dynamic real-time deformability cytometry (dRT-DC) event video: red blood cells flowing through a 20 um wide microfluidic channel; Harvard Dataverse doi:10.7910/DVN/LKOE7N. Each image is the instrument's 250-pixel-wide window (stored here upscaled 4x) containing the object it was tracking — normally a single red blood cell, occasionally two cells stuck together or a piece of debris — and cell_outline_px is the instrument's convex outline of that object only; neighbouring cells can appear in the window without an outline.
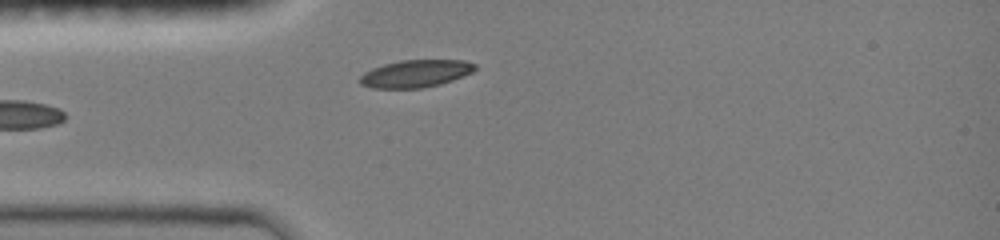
{"species": "common noctule bat (a hibernating species)", "species_latin": "Nyctalus noctula", "temperature_condition": "room temperature", "stored_images_in_passage": 32, "camera_frame_rate_fps": 3000, "um_per_image_px": 0.085, "animal": {"sex": "female", "body_mass_g": 19.0, "forearm_length_mm": 51.5}, "frame": {"image": 1, "passage_image": 2, "time_ms": 0.333, "image_size_px": [1000, 240], "cell_outline_px": [[476, 68], [472, 72], [452, 80], [440, 84], [424, 88], [372, 88], [360, 84], [360, 76], [364, 72], [372, 68], [384, 64], [400, 60], [464, 60], [476, 64]], "centroid_in_image_um": [35.31, 6.25], "position_along_channel_um": 49.7, "area_um2": 18.38}}
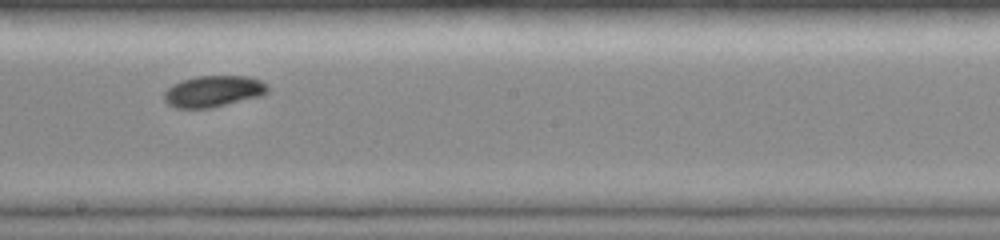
{"frame": {"image": 2, "passage_image": 16, "time_ms": 5.0, "image_size_px": [1000, 240], "cell_outline_px": [[268, 92], [260, 96], [208, 108], [176, 108], [168, 104], [164, 100], [164, 92], [172, 84], [180, 80], [196, 76], [248, 76], [260, 80], [268, 88]], "centroid_in_image_um": [18.09, 7.75], "position_along_channel_um": 230.1, "area_um2": 18.79}}
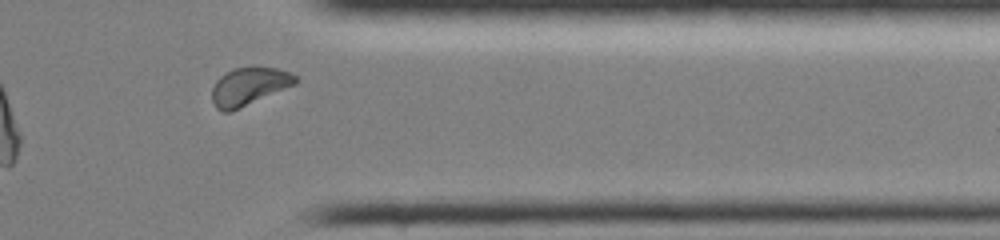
{"frame": {"image": 3, "passage_image": 28, "time_ms": 9.0, "image_size_px": [1000, 240], "cell_outline_px": [[300, 80], [296, 84], [232, 112], [220, 112], [216, 108], [212, 100], [212, 88], [216, 80], [224, 72], [236, 68], [276, 68], [288, 72], [296, 76]], "centroid_in_image_um": [21.14, 7.37], "position_along_channel_um": 390.3, "area_um2": 18.44}, "authors_computed_cell_mechanics": {"area_um2": 18.8139, "velocity_mm_per_s": 3.9983, "shape_relaxation_time_tau1_ms": 2.4066, "shape_relaxation_time_tau2_ms": null, "deformation_change_tau1": 0.0768, "deformation_change_tau2": null}}